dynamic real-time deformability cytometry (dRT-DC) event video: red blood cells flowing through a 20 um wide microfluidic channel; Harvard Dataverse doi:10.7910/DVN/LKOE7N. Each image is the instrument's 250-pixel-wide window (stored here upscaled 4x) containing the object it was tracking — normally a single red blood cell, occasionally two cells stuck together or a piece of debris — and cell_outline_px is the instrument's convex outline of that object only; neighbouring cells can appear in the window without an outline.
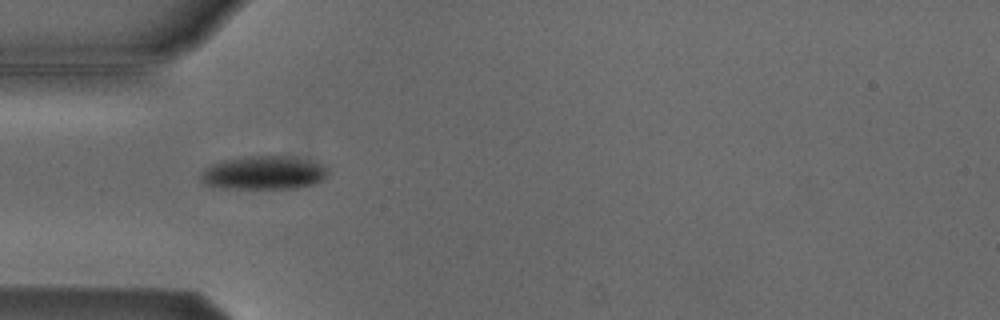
{"species": "Egyptian fruit bat (a non-hibernating species)", "species_latin": "Rousettus aegyptiacus", "temperature_condition": "cold", "stored_images_in_passage": 5, "camera_frame_rate_fps": 3000, "um_per_image_px": 0.085, "animal": {"sex": "male"}, "frame": {"image": 1, "passage_image": 1, "time_ms": 0.0, "image_size_px": [1000, 320], "cell_outline_px": [[328, 176], [324, 180], [316, 184], [296, 188], [220, 188], [204, 184], [200, 180], [200, 176], [204, 168], [220, 160], [248, 156], [284, 156], [328, 164]], "centroid_in_image_um": [22.45, 14.69], "position_along_channel_um": 62.6, "area_um2": 25.2}}
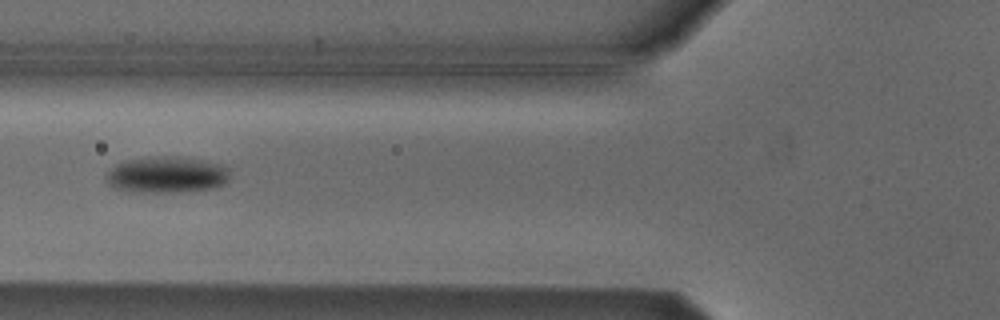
{"frame": {"image": 2, "passage_image": 2, "time_ms": 1.333, "image_size_px": [1000, 320], "cell_outline_px": [[228, 180], [224, 184], [212, 188], [164, 192], [140, 192], [116, 188], [108, 184], [108, 172], [116, 164], [124, 160], [152, 156], [180, 156], [204, 160], [220, 164], [228, 168]], "centroid_in_image_um": [14.18, 14.82], "position_along_channel_um": 111.6, "area_um2": 25.95}}
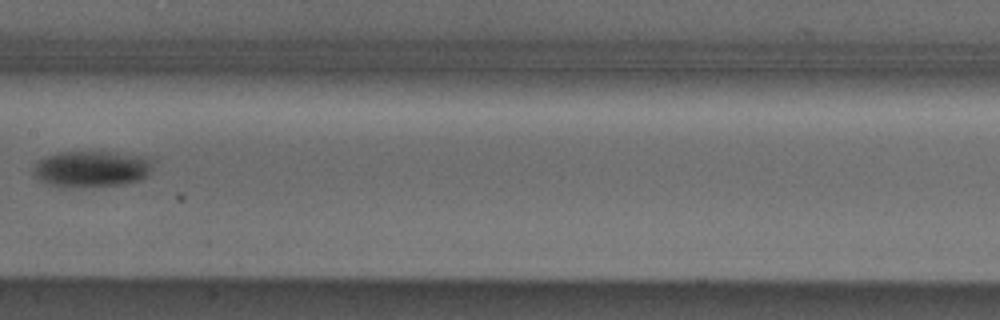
{"frame": {"image": 3, "passage_image": 4, "time_ms": 3.667, "image_size_px": [1000, 320], "cell_outline_px": [[152, 164], [148, 176], [140, 180], [124, 184], [80, 188], [60, 188], [44, 184], [32, 176], [32, 168], [40, 160], [48, 156], [60, 152], [112, 152], [152, 156]], "centroid_in_image_um": [7.77, 14.38], "position_along_channel_um": 199.6, "area_um2": 26.07}}